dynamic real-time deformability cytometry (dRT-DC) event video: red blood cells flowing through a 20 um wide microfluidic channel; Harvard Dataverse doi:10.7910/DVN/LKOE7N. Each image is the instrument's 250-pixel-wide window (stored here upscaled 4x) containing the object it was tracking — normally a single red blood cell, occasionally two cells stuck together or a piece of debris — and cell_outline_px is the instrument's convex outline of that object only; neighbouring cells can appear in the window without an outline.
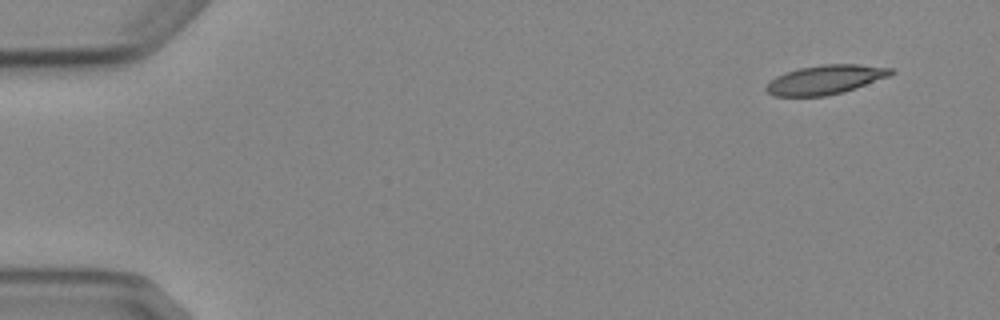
{"species": "Egyptian fruit bat (a non-hibernating species)", "species_latin": "Rousettus aegyptiacus", "temperature_condition": "cold", "stored_images_in_passage": 6, "camera_frame_rate_fps": 3000, "um_per_image_px": 0.085, "animal": {"sex": "female"}, "frame": {"image": 1, "passage_image": 1, "time_ms": 0.0, "image_size_px": [1000, 320], "cell_outline_px": [[896, 72], [888, 76], [856, 88], [844, 92], [824, 96], [772, 96], [764, 88], [776, 76], [784, 72], [800, 68], [824, 64], [860, 64], [892, 68]], "centroid_in_image_um": [70.16, 6.77], "position_along_channel_um": 14.8, "area_um2": 21.15}}
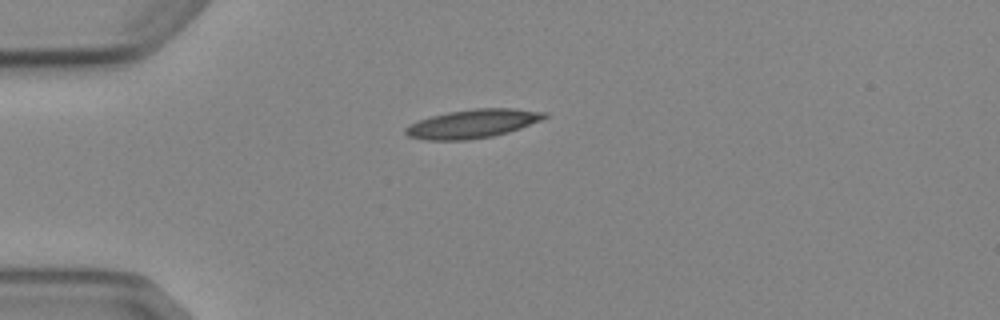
{"frame": {"image": 2, "passage_image": 4, "time_ms": 3.333, "image_size_px": [1000, 320], "cell_outline_px": [[548, 116], [540, 120], [520, 128], [508, 132], [492, 136], [468, 140], [424, 140], [408, 136], [404, 132], [404, 128], [408, 124], [432, 116], [448, 112], [472, 108], [512, 108], [548, 112]], "centroid_in_image_um": [40.16, 10.51], "position_along_channel_um": 44.8, "area_um2": 23.24}}
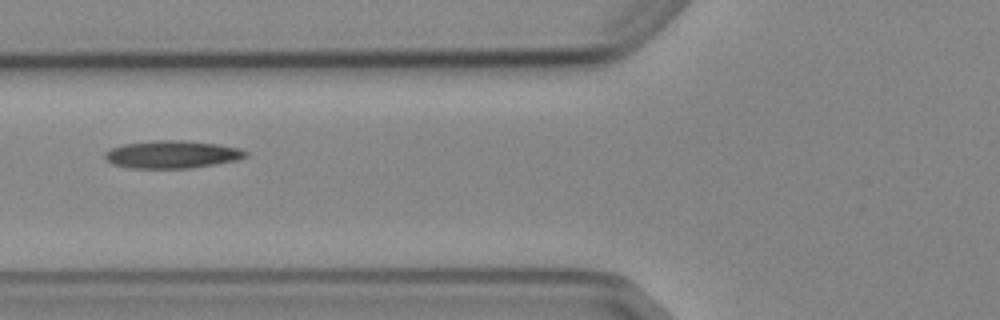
{"frame": {"image": 3, "passage_image": 6, "time_ms": 5.667, "image_size_px": [1000, 320], "cell_outline_px": [[248, 156], [240, 160], [216, 164], [188, 168], [132, 168], [112, 164], [104, 156], [104, 152], [112, 148], [124, 144], [156, 140], [184, 140], [216, 144], [240, 148], [248, 152]], "centroid_in_image_um": [14.67, 13.12], "position_along_channel_um": 111.1, "area_um2": 22.72}}